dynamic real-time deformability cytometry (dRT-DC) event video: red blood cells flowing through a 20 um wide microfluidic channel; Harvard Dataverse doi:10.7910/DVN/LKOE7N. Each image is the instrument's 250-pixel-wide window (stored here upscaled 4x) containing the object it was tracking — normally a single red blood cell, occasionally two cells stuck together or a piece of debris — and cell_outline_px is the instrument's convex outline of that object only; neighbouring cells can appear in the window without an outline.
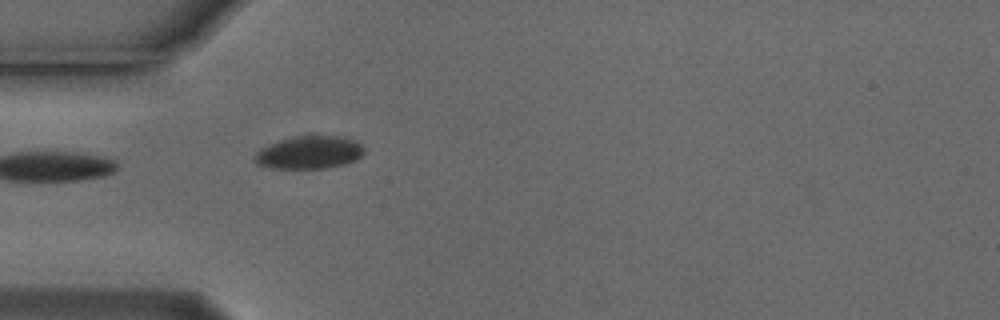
{"species": "Egyptian fruit bat (a non-hibernating species)", "species_latin": "Rousettus aegyptiacus", "temperature_condition": "cold", "stored_images_in_passage": 4, "camera_frame_rate_fps": 3000, "um_per_image_px": 0.085, "animal": {"sex": "male"}, "frame": {"image": 1, "passage_image": 4, "time_ms": 1.0, "image_size_px": [1000, 320], "cell_outline_px": [[364, 152], [356, 160], [344, 164], [324, 168], [268, 168], [256, 164], [252, 160], [252, 156], [260, 148], [268, 144], [292, 136], [344, 136], [356, 140], [364, 148]], "centroid_in_image_um": [26.24, 12.95], "position_along_channel_um": 58.8, "area_um2": 21.21}}